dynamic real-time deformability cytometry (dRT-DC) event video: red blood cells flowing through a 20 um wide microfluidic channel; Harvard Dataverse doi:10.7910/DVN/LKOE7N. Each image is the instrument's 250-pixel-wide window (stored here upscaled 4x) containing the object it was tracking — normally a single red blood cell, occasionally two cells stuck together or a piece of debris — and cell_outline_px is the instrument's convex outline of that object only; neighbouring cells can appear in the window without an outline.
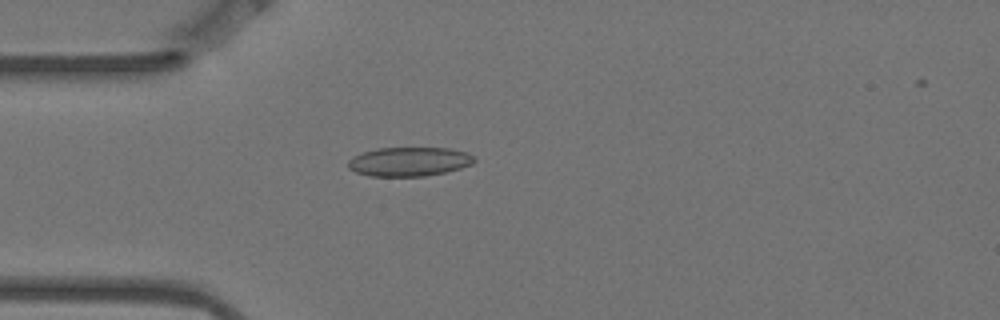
{"species": "Egyptian fruit bat (a non-hibernating species)", "species_latin": "Rousettus aegyptiacus", "temperature_condition": "warm", "stored_images_in_passage": 4, "camera_frame_rate_fps": 3000, "um_per_image_px": 0.085, "animal": {"sex": "female"}, "frame": {"image": 1, "passage_image": 4, "time_ms": 1.0, "image_size_px": [1000, 320], "cell_outline_px": [[476, 160], [472, 164], [460, 168], [444, 172], [424, 176], [368, 176], [356, 172], [348, 168], [348, 160], [352, 156], [376, 148], [448, 148], [468, 152], [476, 156]], "centroid_in_image_um": [34.79, 13.73], "position_along_channel_um": 50.2, "area_um2": 21.5}}